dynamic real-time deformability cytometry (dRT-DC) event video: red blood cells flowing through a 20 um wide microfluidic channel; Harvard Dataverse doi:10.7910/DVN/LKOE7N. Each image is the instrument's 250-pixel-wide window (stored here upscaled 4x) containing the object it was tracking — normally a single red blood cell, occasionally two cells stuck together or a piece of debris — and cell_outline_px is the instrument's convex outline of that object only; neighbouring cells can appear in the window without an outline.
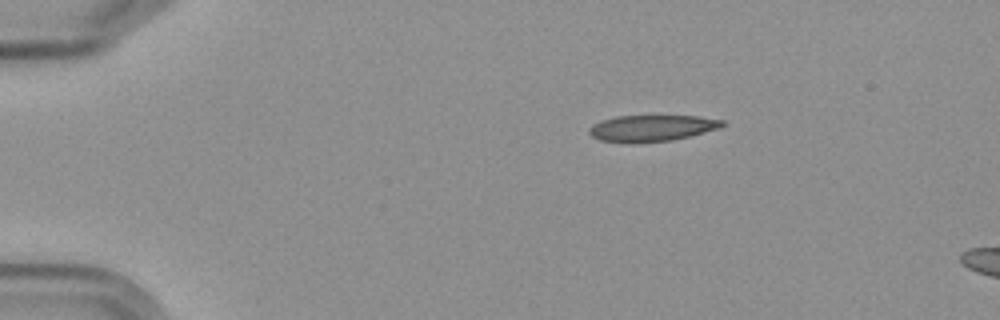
{"species": "Egyptian fruit bat (a non-hibernating species)", "species_latin": "Rousettus aegyptiacus", "temperature_condition": "cold", "stored_images_in_passage": 3, "camera_frame_rate_fps": 3000, "um_per_image_px": 0.085, "frame": {"image": 1, "passage_image": 1, "time_ms": 0.0, "image_size_px": [1000, 320], "cell_outline_px": [[724, 124], [720, 128], [672, 140], [632, 144], [600, 140], [592, 136], [588, 132], [588, 128], [592, 124], [600, 120], [616, 116], [696, 116], [724, 120]], "centroid_in_image_um": [55.34, 10.9], "position_along_channel_um": 29.7, "area_um2": 20.58}}